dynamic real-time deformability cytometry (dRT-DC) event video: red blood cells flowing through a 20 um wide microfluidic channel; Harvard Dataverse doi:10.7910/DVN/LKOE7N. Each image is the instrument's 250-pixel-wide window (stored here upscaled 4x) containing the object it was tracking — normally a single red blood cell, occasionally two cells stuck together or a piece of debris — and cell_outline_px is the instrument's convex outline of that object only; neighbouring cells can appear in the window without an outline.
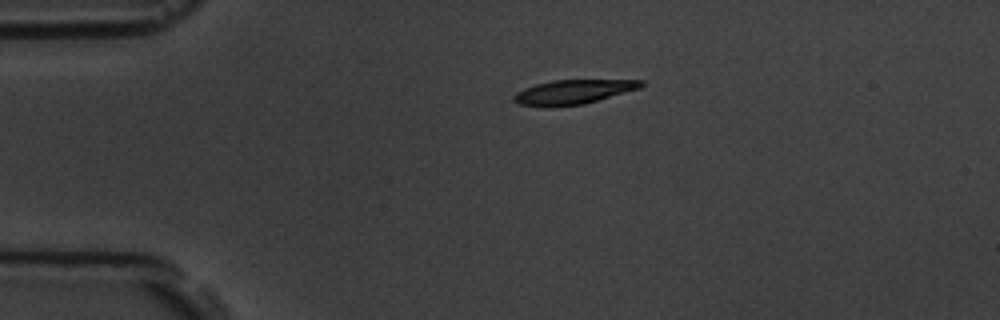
{"species": "common noctule bat (a hibernating species)", "species_latin": "Nyctalus noctula", "temperature_condition": "room temperature", "stored_images_in_passage": 2, "camera_frame_rate_fps": 3000, "um_per_image_px": 0.085, "animal": {"sex": "male", "body_mass_g": 19.5, "forearm_length_mm": 54.6}, "frame": {"image": 1, "passage_image": 1, "time_ms": 0.0, "image_size_px": [1000, 320], "cell_outline_px": [[644, 84], [640, 88], [584, 104], [520, 104], [512, 100], [512, 96], [516, 92], [524, 88], [536, 84], [552, 80], [644, 80]], "centroid_in_image_um": [48.77, 7.76], "position_along_channel_um": 36.2, "area_um2": 17.28}}